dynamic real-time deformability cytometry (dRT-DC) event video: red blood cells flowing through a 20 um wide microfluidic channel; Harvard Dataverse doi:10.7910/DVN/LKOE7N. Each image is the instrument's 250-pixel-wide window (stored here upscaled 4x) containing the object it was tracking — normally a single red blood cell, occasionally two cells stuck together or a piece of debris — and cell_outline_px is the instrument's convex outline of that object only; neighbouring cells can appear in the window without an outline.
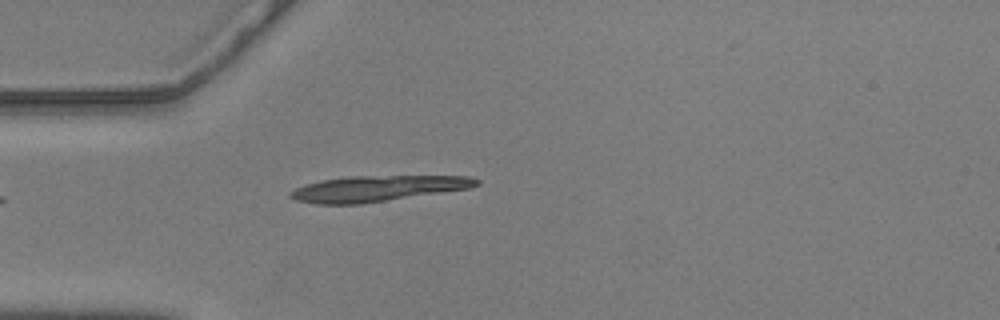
{"species": "common noctule bat (a hibernating species)", "species_latin": "Nyctalus noctula", "temperature_condition": "warm", "stored_images_in_passage": 38, "camera_frame_rate_fps": 3000, "um_per_image_px": 0.085, "animal": {"sex": "male", "body_mass_g": 20.5, "forearm_length_mm": 52.5}, "frame": {"image": 1, "passage_image": 1, "time_ms": 0.0, "image_size_px": [1000, 320], "cell_outline_px": [[480, 184], [468, 188], [360, 204], [316, 204], [296, 200], [288, 196], [288, 192], [296, 188], [308, 184], [324, 180], [348, 176], [468, 176], [480, 180]], "centroid_in_image_um": [32.06, 16.02], "position_along_channel_um": 52.9, "area_um2": 27.51}}